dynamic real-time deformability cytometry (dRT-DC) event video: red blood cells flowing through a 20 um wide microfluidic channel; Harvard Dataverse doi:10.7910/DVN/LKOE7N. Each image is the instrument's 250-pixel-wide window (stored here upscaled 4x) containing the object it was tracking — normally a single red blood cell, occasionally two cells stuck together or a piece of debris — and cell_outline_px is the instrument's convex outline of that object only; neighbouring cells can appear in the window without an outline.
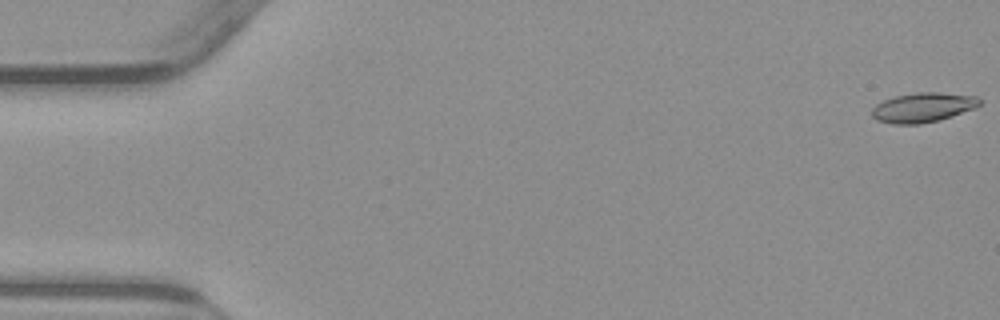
{"species": "common noctule bat (a hibernating species)", "species_latin": "Nyctalus noctula", "temperature_condition": "warm", "stored_images_in_passage": 55, "camera_frame_rate_fps": 3000, "um_per_image_px": 0.085, "animal": {"sex": "male", "body_mass_g": 23.1, "forearm_length_mm": 52.7}, "frame": {"image": 1, "passage_image": 1, "time_ms": 0.0, "image_size_px": [1000, 320], "cell_outline_px": [[984, 100], [976, 108], [940, 120], [920, 124], [892, 124], [876, 120], [872, 116], [872, 108], [876, 104], [884, 100], [896, 96], [916, 92], [940, 92], [976, 96]], "centroid_in_image_um": [78.48, 9.13], "position_along_channel_um": 6.5, "area_um2": 18.79}}
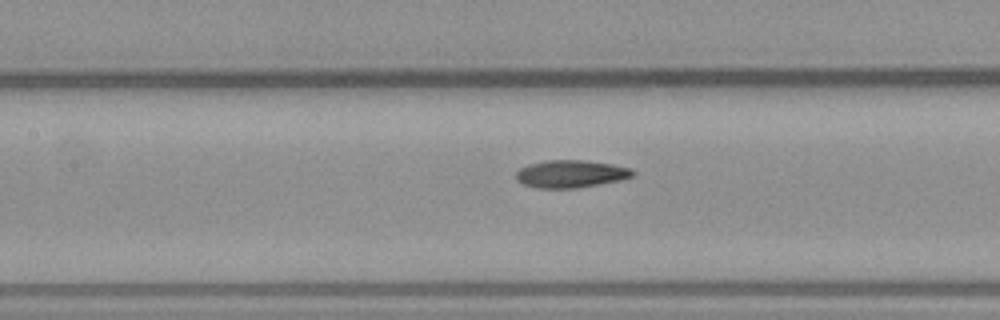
{"frame": {"image": 2, "passage_image": 25, "time_ms": 8.0, "image_size_px": [1000, 320], "cell_outline_px": [[636, 176], [620, 180], [600, 184], [576, 188], [536, 188], [524, 184], [516, 180], [516, 172], [520, 168], [528, 164], [548, 160], [584, 160], [612, 164], [632, 168], [636, 172]], "centroid_in_image_um": [48.55, 14.78], "position_along_channel_um": 158.8, "area_um2": 18.9}}
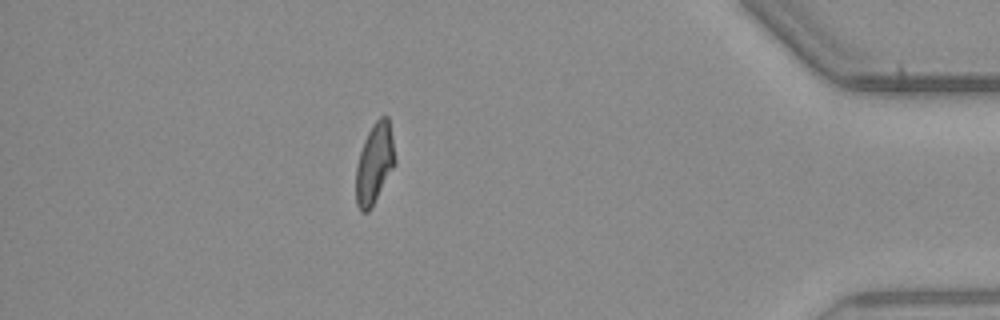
{"frame": {"image": 3, "passage_image": 48, "time_ms": 15.667, "image_size_px": [1000, 320], "cell_outline_px": [[396, 164], [372, 208], [368, 212], [360, 212], [356, 204], [356, 164], [364, 140], [372, 124], [380, 116], [388, 116], [392, 136], [396, 160]], "centroid_in_image_um": [31.83, 13.93], "position_along_channel_um": 403.4, "area_um2": 18.61}, "authors_computed_cell_mechanics": {"area_um2": 18.6116, "velocity_mm_per_s": 3.8314, "shape_relaxation_time_tau1_ms": null, "shape_relaxation_time_tau2_ms": 3.0955, "deformation_change_tau1": null, "deformation_change_tau2": 0.103}}